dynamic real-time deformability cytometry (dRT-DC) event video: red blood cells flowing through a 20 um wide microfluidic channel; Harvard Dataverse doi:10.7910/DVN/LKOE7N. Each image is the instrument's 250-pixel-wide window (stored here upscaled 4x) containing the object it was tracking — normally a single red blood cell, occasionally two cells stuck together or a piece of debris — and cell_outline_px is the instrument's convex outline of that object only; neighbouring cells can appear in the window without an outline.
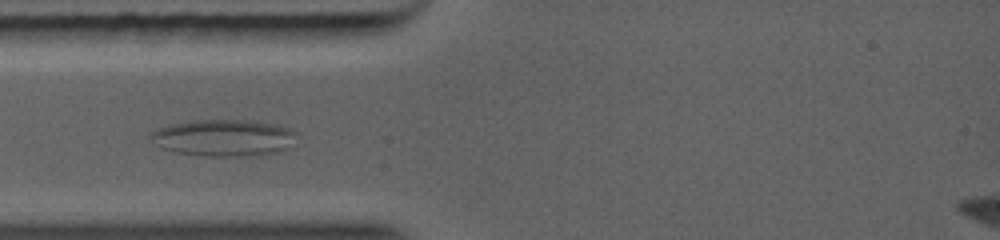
{"species": "common noctule bat (a hibernating species)", "species_latin": "Nyctalus noctula", "temperature_condition": "warm", "stored_images_in_passage": 35, "camera_frame_rate_fps": 5000, "um_per_image_px": 0.085, "animal": {"sex": "female", "body_mass_g": 19.0, "forearm_length_mm": 56.7}, "frame": {"image": 1, "passage_image": 1, "time_ms": 0.0, "image_size_px": [1000, 240], "cell_outline_px": [[296, 132], [284, 148], [276, 152], [248, 156], [204, 156], [176, 152], [160, 148], [148, 140], [148, 136], [156, 128], [172, 124], [192, 120], [252, 120], [276, 124], [288, 128]], "centroid_in_image_um": [18.88, 11.7], "position_along_channel_um": 66.1, "area_um2": 31.1}}
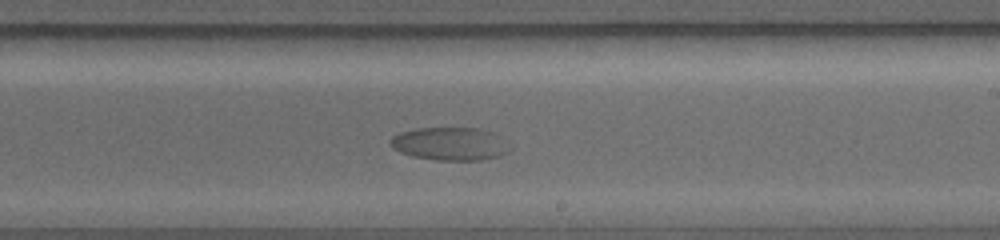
{"frame": {"image": 2, "passage_image": 17, "time_ms": 4.4, "image_size_px": [1000, 240], "cell_outline_px": [[504, 152], [500, 156], [480, 160], [436, 160], [412, 156], [400, 152], [392, 148], [388, 140], [392, 136], [400, 132], [416, 128], [480, 128], [492, 132]], "centroid_in_image_um": [38.04, 12.22], "position_along_channel_um": 251.0, "area_um2": 22.2}}
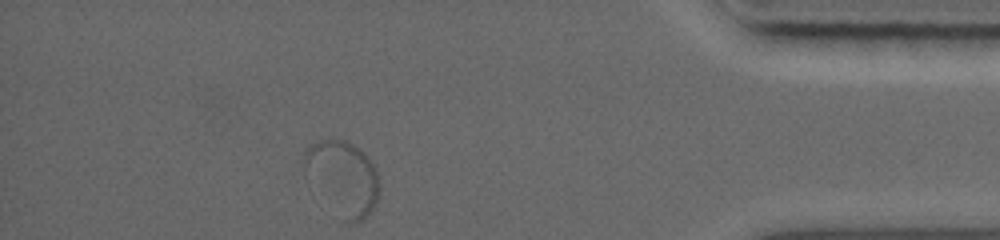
{"frame": {"image": 3, "passage_image": 35, "time_ms": 9.2, "image_size_px": [1000, 240], "cell_outline_px": [[380, 192], [372, 208], [364, 220], [352, 224], [348, 224], [344, 220], [304, 160], [304, 152], [308, 148], [324, 140], [344, 140], [352, 144], [372, 164], [376, 172], [380, 184]], "centroid_in_image_um": [29.3, 15.11], "position_along_channel_um": 405.9, "area_um2": 29.3}}